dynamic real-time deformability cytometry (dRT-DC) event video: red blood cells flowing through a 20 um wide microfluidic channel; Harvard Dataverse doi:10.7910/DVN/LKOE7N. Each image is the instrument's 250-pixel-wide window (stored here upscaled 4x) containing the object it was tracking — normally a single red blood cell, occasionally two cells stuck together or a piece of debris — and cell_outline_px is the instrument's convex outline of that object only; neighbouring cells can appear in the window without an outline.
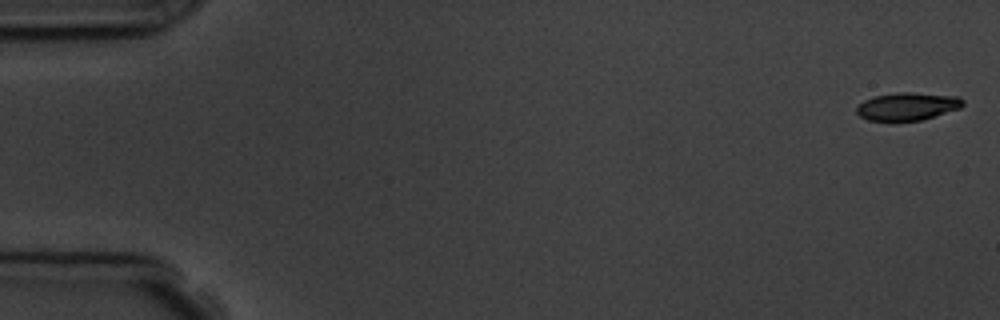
{"species": "common noctule bat (a hibernating species)", "species_latin": "Nyctalus noctula", "temperature_condition": "room temperature", "stored_images_in_passage": 4, "camera_frame_rate_fps": 3000, "um_per_image_px": 0.085, "animal": {"sex": "male", "body_mass_g": 19.5, "forearm_length_mm": 54.6}, "frame": {"image": 1, "passage_image": 1, "time_ms": 0.0, "image_size_px": [1000, 320], "cell_outline_px": [[964, 104], [960, 108], [920, 120], [868, 120], [860, 116], [856, 112], [856, 108], [864, 100], [876, 96], [896, 92], [912, 92], [960, 96], [964, 100]], "centroid_in_image_um": [77.16, 9.02], "position_along_channel_um": 7.8, "area_um2": 17.05}}
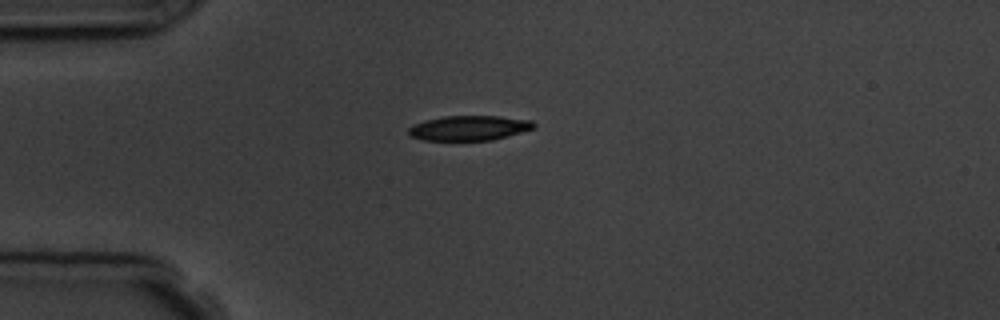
{"frame": {"image": 2, "passage_image": 4, "time_ms": 4.333, "image_size_px": [1000, 320], "cell_outline_px": [[536, 128], [492, 140], [424, 140], [412, 136], [408, 132], [408, 128], [412, 124], [424, 120], [444, 116], [500, 116], [532, 120], [536, 124]], "centroid_in_image_um": [39.89, 10.87], "position_along_channel_um": 45.1, "area_um2": 18.21}}